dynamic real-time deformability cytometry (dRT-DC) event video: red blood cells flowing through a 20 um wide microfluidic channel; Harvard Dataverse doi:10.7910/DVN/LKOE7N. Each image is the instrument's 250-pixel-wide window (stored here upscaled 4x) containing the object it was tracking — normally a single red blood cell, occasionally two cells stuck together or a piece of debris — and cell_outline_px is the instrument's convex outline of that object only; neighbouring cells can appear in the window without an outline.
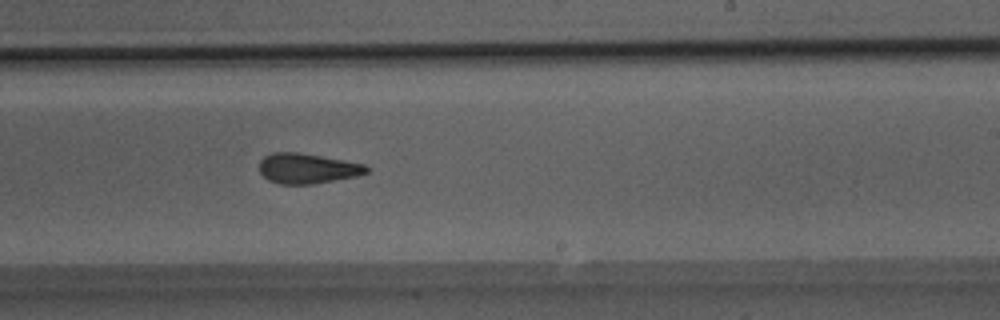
{"species": "Egyptian fruit bat (a non-hibernating species)", "species_latin": "Rousettus aegyptiacus", "temperature_condition": "room temperature", "stored_images_in_passage": 49, "segment_of_instrument_passage": [1, 2], "camera_frame_rate_fps": 3000, "um_per_image_px": 0.085, "animal": {"sex": "male"}, "frame": {"image": 1, "passage_image": 29, "time_ms": 9.333, "image_size_px": [1000, 320], "cell_outline_px": [[372, 168], [368, 172], [356, 176], [312, 184], [280, 184], [268, 180], [260, 172], [260, 160], [264, 156], [272, 152], [296, 152], [344, 160], [364, 164]], "centroid_in_image_um": [26.13, 14.31], "position_along_channel_um": 262.9, "area_um2": 18.79}}
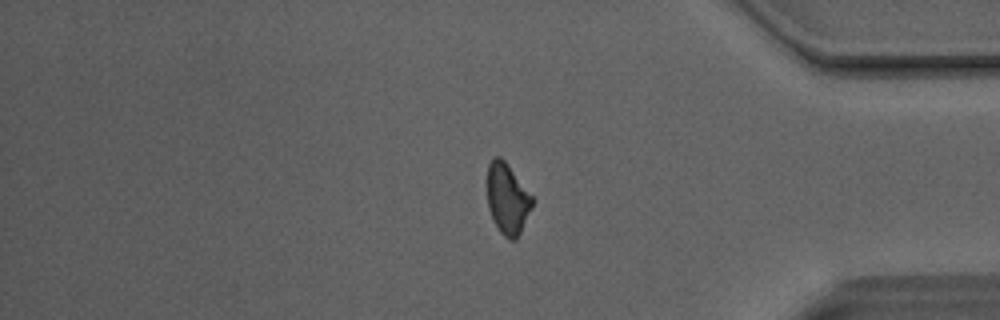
{"frame": {"image": 2, "passage_image": 40, "time_ms": 13.0, "image_size_px": [1000, 320], "cell_outline_px": [[536, 200], [516, 240], [508, 240], [500, 232], [492, 220], [488, 208], [488, 164], [496, 156], [500, 156], [504, 160]], "centroid_in_image_um": [43.15, 16.93], "position_along_channel_um": 392.1, "area_um2": 18.61}}
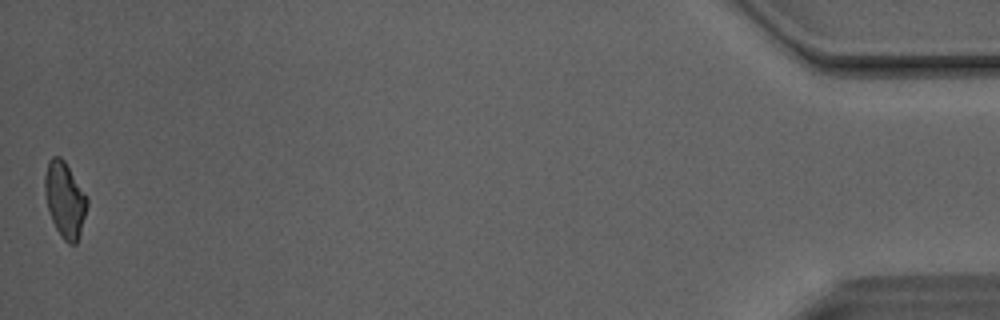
{"frame": {"image": 3, "passage_image": 48, "time_ms": 15.667, "image_size_px": [1000, 320], "cell_outline_px": [[88, 204], [80, 232], [76, 244], [68, 244], [60, 236], [52, 220], [48, 208], [44, 192], [44, 176], [48, 160], [52, 156], [60, 156], [64, 160], [88, 196]], "centroid_in_image_um": [5.51, 16.94], "position_along_channel_um": 429.7, "area_um2": 18.73}}